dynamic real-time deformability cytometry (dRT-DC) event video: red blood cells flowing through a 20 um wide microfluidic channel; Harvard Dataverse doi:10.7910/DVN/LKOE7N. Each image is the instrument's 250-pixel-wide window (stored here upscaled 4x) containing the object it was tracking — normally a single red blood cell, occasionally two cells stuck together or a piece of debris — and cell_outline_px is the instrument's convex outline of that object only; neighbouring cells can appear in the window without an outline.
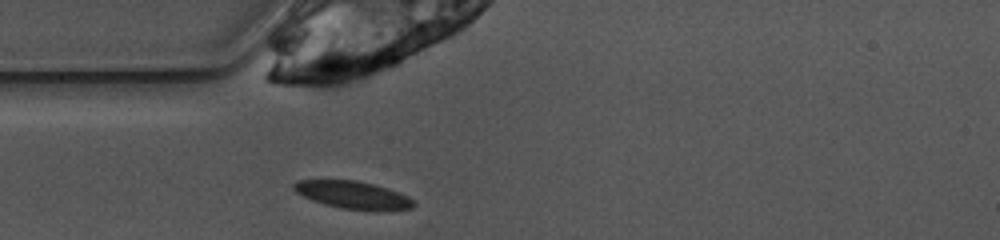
{"species": "common noctule bat (a hibernating species)", "species_latin": "Nyctalus noctula", "temperature_condition": "warm", "stored_images_in_passage": 38, "camera_frame_rate_fps": 3000, "um_per_image_px": 0.085, "animal": {"sex": "female", "body_mass_g": 10.0, "forearm_length_mm": 53.1}, "frame": {"image": 1, "passage_image": 1, "time_ms": 0.0, "image_size_px": [1000, 240], "cell_outline_px": [[416, 204], [412, 208], [376, 212], [340, 208], [324, 204], [312, 200], [296, 192], [292, 188], [292, 184], [296, 180], [356, 180], [388, 188], [408, 196]], "centroid_in_image_um": [30.01, 16.59], "position_along_channel_um": 55.0, "area_um2": 19.54}}
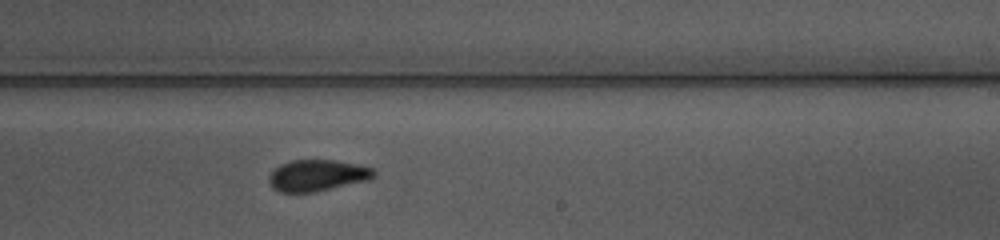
{"frame": {"image": 2, "passage_image": 17, "time_ms": 5.333, "image_size_px": [1000, 240], "cell_outline_px": [[376, 176], [368, 180], [316, 192], [280, 192], [272, 188], [268, 180], [268, 176], [280, 164], [292, 160], [336, 160], [356, 164], [372, 168], [376, 172]], "centroid_in_image_um": [26.97, 14.91], "position_along_channel_um": 262.0, "area_um2": 19.25}}
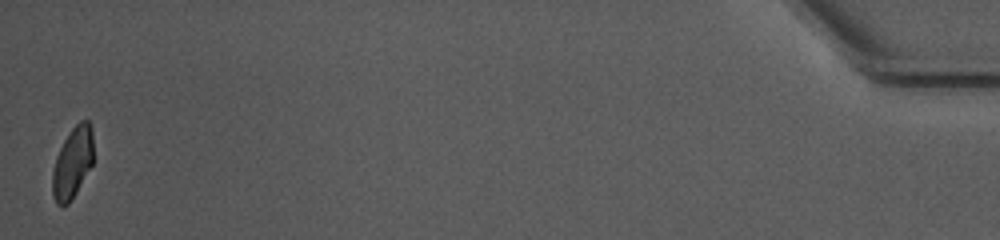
{"frame": {"image": 3, "passage_image": 38, "time_ms": 12.333, "image_size_px": [1000, 240], "cell_outline_px": [[92, 164], [76, 192], [68, 204], [56, 204], [52, 196], [52, 172], [56, 156], [64, 140], [72, 128], [80, 120], [88, 120], [92, 124]], "centroid_in_image_um": [6.15, 13.81], "position_along_channel_um": 429.0, "area_um2": 16.82}, "authors_computed_cell_mechanics": {"area_um2": 19.2474, "velocity_mm_per_s": 3.8822, "shape_relaxation_time_tau1_ms": 9.1459, "shape_relaxation_time_tau2_ms": 1.8317, "deformation_change_tau1": 0.1823, "deformation_change_tau2": 0.0723}}